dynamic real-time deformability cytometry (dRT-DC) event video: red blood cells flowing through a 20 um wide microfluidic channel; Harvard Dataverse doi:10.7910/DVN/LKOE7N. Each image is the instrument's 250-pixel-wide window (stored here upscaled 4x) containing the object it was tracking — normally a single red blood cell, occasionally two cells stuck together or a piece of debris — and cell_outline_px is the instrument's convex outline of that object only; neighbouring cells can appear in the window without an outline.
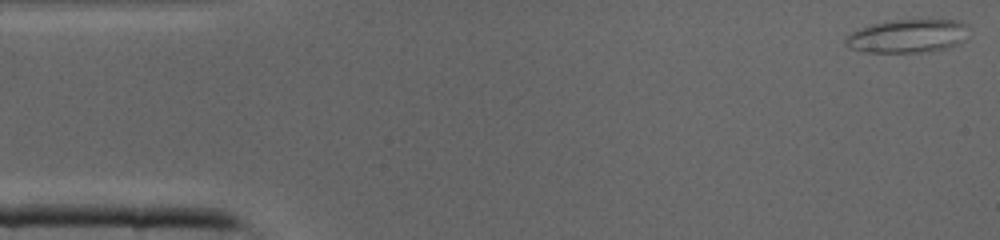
{"species": "common noctule bat (a hibernating species)", "species_latin": "Nyctalus noctula", "temperature_condition": "cold", "stored_images_in_passage": 41, "camera_frame_rate_fps": 3000, "um_per_image_px": 0.085, "animal": {"sex": "male", "body_mass_g": 19.0, "forearm_length_mm": 50.8}, "frame": {"image": 1, "passage_image": 1, "time_ms": 0.0, "image_size_px": [1000, 240], "cell_outline_px": [[968, 24], [964, 40], [948, 48], [920, 52], [864, 52], [852, 48], [844, 44], [844, 40], [852, 32], [872, 24], [896, 20], [956, 20]], "centroid_in_image_um": [77.15, 3.07], "position_along_channel_um": 7.8, "area_um2": 23.64}}
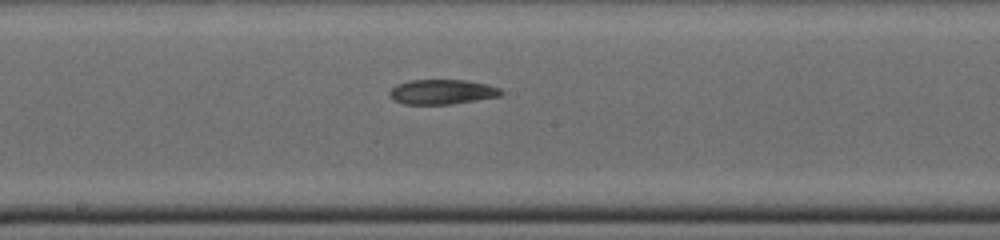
{"frame": {"image": 2, "passage_image": 21, "time_ms": 6.667, "image_size_px": [1000, 240], "cell_outline_px": [[504, 92], [500, 96], [452, 104], [404, 104], [396, 100], [388, 92], [396, 84], [408, 80], [468, 80], [488, 84], [500, 88]], "centroid_in_image_um": [37.61, 7.8], "position_along_channel_um": 210.6, "area_um2": 16.13}}
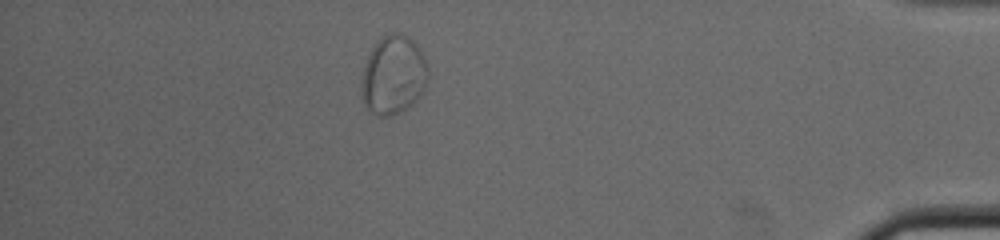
{"frame": {"image": 3, "passage_image": 36, "time_ms": 11.667, "image_size_px": [1000, 240], "cell_outline_px": [[428, 80], [424, 88], [404, 108], [388, 116], [376, 116], [368, 112], [364, 104], [360, 84], [360, 80], [368, 56], [376, 40], [388, 32], [400, 32], [408, 36], [416, 44], [428, 68]], "centroid_in_image_um": [33.38, 6.34], "position_along_channel_um": 401.8, "area_um2": 30.29}}